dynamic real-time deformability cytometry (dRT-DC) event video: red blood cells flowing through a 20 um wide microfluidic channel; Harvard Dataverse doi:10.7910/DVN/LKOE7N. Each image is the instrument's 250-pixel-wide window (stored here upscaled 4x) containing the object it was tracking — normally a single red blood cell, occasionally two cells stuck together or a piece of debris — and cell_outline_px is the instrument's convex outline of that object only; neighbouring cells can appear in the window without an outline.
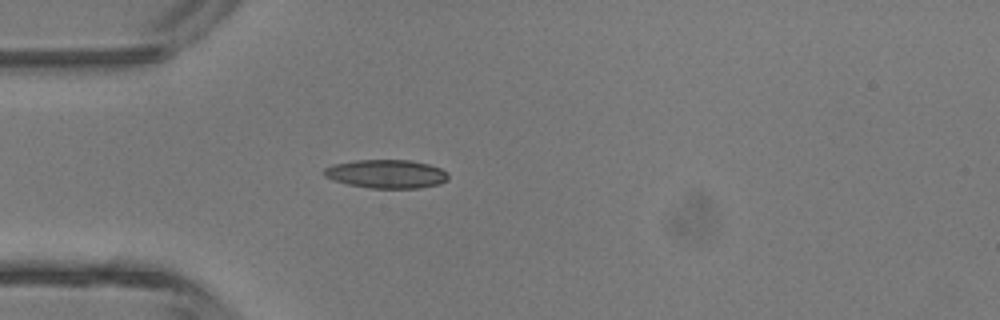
{"species": "common noctule bat (a hibernating species)", "species_latin": "Nyctalus noctula", "temperature_condition": "room temperature", "stored_images_in_passage": 2, "camera_frame_rate_fps": 3000, "um_per_image_px": 0.085, "animal": {"sex": "male", "body_mass_g": 13.3}, "frame": {"image": 1, "passage_image": 2, "time_ms": 2.0, "image_size_px": [1000, 320], "cell_outline_px": [[448, 180], [440, 184], [420, 188], [372, 188], [348, 184], [332, 180], [324, 176], [324, 168], [332, 164], [356, 160], [412, 160], [428, 164], [440, 168], [448, 172]], "centroid_in_image_um": [32.86, 14.78], "position_along_channel_um": 52.1, "area_um2": 20.81}}